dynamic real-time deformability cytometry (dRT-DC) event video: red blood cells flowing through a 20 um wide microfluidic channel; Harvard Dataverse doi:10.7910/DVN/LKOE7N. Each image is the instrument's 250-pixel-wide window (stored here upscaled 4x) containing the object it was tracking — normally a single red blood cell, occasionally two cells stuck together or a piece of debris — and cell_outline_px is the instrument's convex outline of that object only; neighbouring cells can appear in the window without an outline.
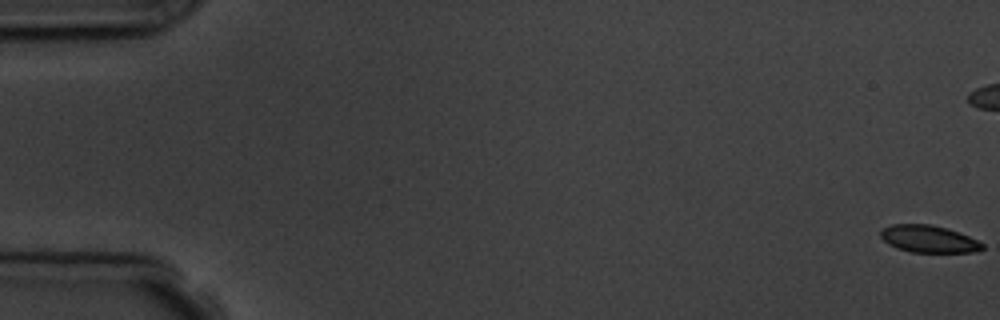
{"species": "common noctule bat (a hibernating species)", "species_latin": "Nyctalus noctula", "temperature_condition": "room temperature", "stored_images_in_passage": 9, "camera_frame_rate_fps": 3000, "um_per_image_px": 0.085, "animal": {"sex": "male", "body_mass_g": 19.5, "forearm_length_mm": 54.6}, "frame": {"image": 1, "passage_image": 1, "time_ms": 0.0, "image_size_px": [1000, 320], "cell_outline_px": [[984, 248], [972, 252], [912, 252], [896, 248], [888, 244], [880, 236], [880, 232], [884, 228], [892, 224], [928, 224], [948, 228], [960, 232], [984, 244]], "centroid_in_image_um": [78.93, 20.31], "position_along_channel_um": 6.1, "area_um2": 16.07}}